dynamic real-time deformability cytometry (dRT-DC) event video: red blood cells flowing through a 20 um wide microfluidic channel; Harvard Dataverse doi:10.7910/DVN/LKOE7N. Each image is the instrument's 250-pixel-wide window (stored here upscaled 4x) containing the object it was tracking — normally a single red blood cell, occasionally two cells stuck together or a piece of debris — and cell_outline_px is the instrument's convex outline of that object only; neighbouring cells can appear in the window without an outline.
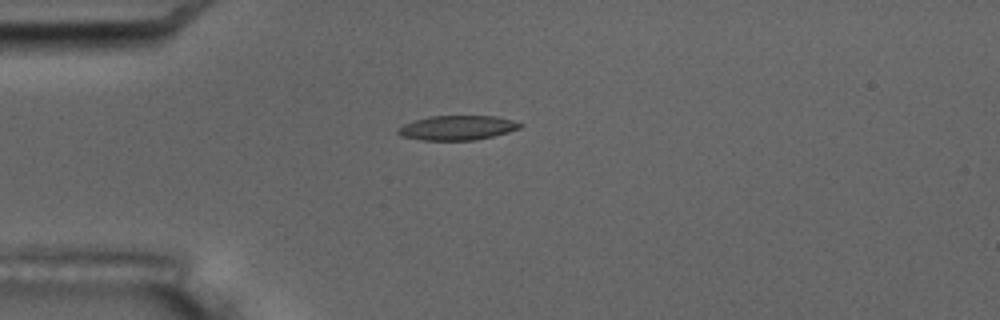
{"species": "common noctule bat (a hibernating species)", "species_latin": "Nyctalus noctula", "temperature_condition": "room temperature", "stored_images_in_passage": 3, "camera_frame_rate_fps": 3000, "um_per_image_px": 0.085, "animal": {"sex": "male", "body_mass_g": 17.5, "forearm_length_mm": 52.3}, "frame": {"image": 1, "passage_image": 3, "time_ms": 3.667, "image_size_px": [1000, 320], "cell_outline_px": [[524, 124], [520, 128], [508, 132], [492, 136], [472, 140], [424, 140], [400, 136], [396, 132], [396, 128], [404, 124], [428, 116], [496, 116], [512, 120]], "centroid_in_image_um": [38.84, 10.86], "position_along_channel_um": 46.2, "area_um2": 17.4}}